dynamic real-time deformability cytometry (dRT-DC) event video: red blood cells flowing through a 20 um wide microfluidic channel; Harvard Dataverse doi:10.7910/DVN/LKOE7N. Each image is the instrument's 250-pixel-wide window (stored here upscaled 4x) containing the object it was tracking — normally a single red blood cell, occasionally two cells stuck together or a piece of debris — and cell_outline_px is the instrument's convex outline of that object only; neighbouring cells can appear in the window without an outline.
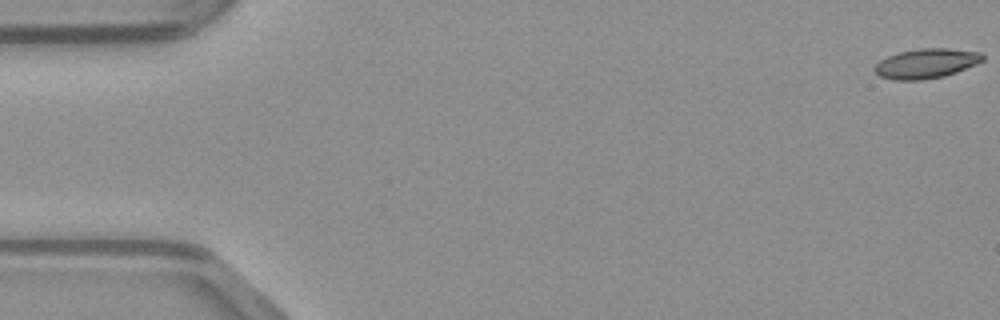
{"species": "common noctule bat (a hibernating species)", "species_latin": "Nyctalus noctula", "temperature_condition": "warm", "stored_images_in_passage": 49, "camera_frame_rate_fps": 3000, "um_per_image_px": 0.085, "animal": {"sex": "male", "body_mass_g": 23.1, "forearm_length_mm": 52.7}, "frame": {"image": 1, "passage_image": 1, "time_ms": 0.0, "image_size_px": [1000, 320], "cell_outline_px": [[984, 60], [976, 64], [956, 72], [944, 76], [920, 80], [892, 80], [880, 76], [872, 68], [880, 60], [888, 56], [900, 52], [920, 48], [948, 48], [980, 52], [984, 56]], "centroid_in_image_um": [78.72, 5.39], "position_along_channel_um": 6.3, "area_um2": 18.67}}
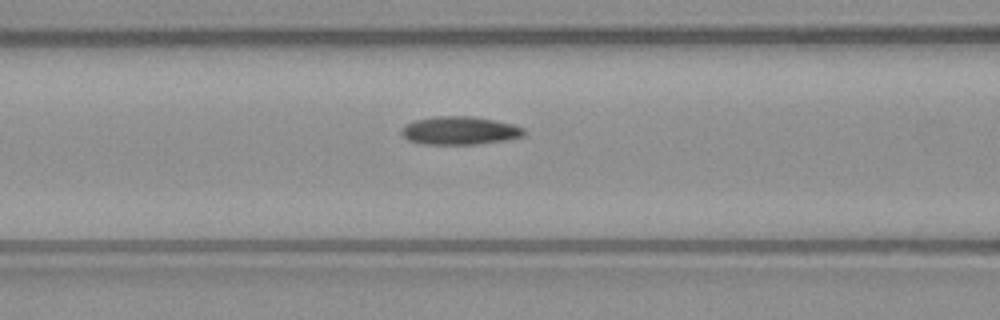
{"frame": {"image": 2, "passage_image": 20, "time_ms": 6.333, "image_size_px": [1000, 320], "cell_outline_px": [[524, 136], [504, 140], [476, 144], [420, 144], [408, 140], [400, 132], [408, 124], [416, 120], [432, 116], [472, 116], [496, 120], [512, 124], [524, 128]], "centroid_in_image_um": [39.08, 11.09], "position_along_channel_um": 127.5, "area_um2": 20.0}}
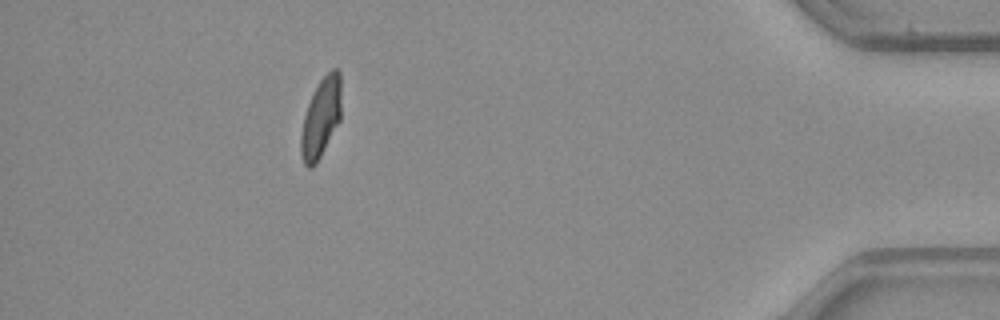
{"frame": {"image": 3, "passage_image": 44, "time_ms": 14.333, "image_size_px": [1000, 320], "cell_outline_px": [[340, 120], [316, 164], [312, 168], [308, 168], [304, 164], [300, 152], [300, 136], [304, 116], [308, 104], [320, 80], [332, 68], [336, 68], [340, 72]], "centroid_in_image_um": [27.26, 10.04], "position_along_channel_um": 407.9, "area_um2": 18.44}}